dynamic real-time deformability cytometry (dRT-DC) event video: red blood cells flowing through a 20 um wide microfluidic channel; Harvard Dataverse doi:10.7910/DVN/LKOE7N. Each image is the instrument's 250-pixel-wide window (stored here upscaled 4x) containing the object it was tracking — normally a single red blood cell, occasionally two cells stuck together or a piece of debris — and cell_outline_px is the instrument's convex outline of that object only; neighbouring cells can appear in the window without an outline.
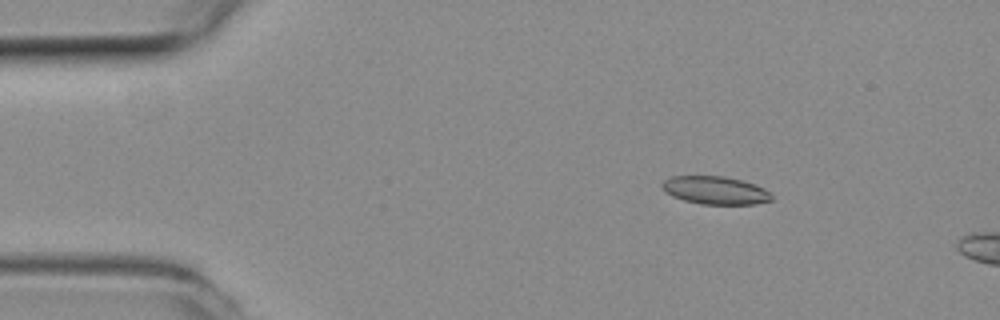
{"species": "common noctule bat (a hibernating species)", "species_latin": "Nyctalus noctula", "temperature_condition": "room temperature", "stored_images_in_passage": 8, "camera_frame_rate_fps": 3000, "um_per_image_px": 0.085, "animal": {"sex": "female", "body_mass_g": 19.3, "forearm_length_mm": 54.1}, "frame": {"image": 1, "passage_image": 4, "time_ms": 1.0, "image_size_px": [1000, 320], "cell_outline_px": [[772, 200], [756, 204], [700, 204], [684, 200], [672, 196], [660, 184], [664, 180], [672, 176], [724, 176], [756, 184], [764, 188], [772, 196]], "centroid_in_image_um": [60.81, 16.17], "position_along_channel_um": 24.2, "area_um2": 17.74}}